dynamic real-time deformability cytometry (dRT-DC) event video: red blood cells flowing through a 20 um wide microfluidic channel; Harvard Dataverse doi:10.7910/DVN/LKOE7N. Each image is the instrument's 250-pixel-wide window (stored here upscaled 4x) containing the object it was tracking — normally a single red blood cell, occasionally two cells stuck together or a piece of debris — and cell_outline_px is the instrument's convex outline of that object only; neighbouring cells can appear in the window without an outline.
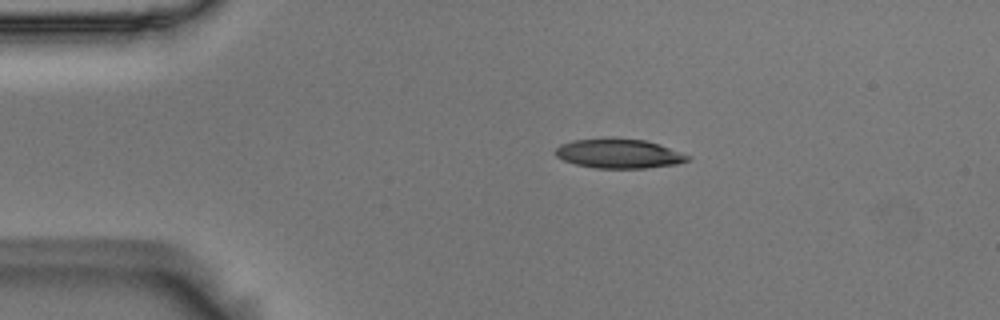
{"species": "Egyptian fruit bat (a non-hibernating species)", "species_latin": "Rousettus aegyptiacus", "temperature_condition": "room temperature", "stored_images_in_passage": 45, "camera_frame_rate_fps": 3000, "um_per_image_px": 0.085, "animal": {"sex": "male"}, "frame": {"image": 1, "passage_image": 1, "time_ms": 0.0, "image_size_px": [1000, 320], "cell_outline_px": [[692, 160], [676, 164], [648, 168], [596, 168], [576, 164], [564, 160], [556, 156], [556, 148], [560, 144], [572, 140], [612, 136], [644, 140], [660, 144], [692, 156]], "centroid_in_image_um": [52.64, 13.03], "position_along_channel_um": 32.4, "area_um2": 23.18}}
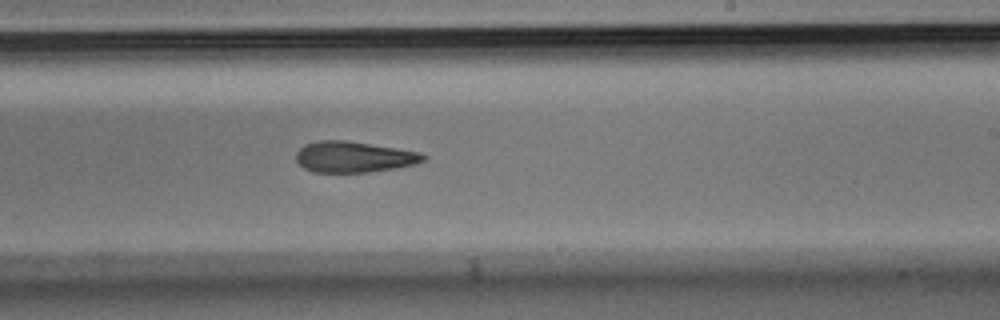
{"frame": {"image": 2, "passage_image": 23, "time_ms": 7.333, "image_size_px": [1000, 320], "cell_outline_px": [[428, 156], [424, 160], [416, 164], [396, 168], [368, 172], [312, 172], [304, 168], [296, 160], [296, 152], [304, 144], [320, 140], [344, 140], [420, 152]], "centroid_in_image_um": [30.06, 13.34], "position_along_channel_um": 258.9, "area_um2": 22.89}}
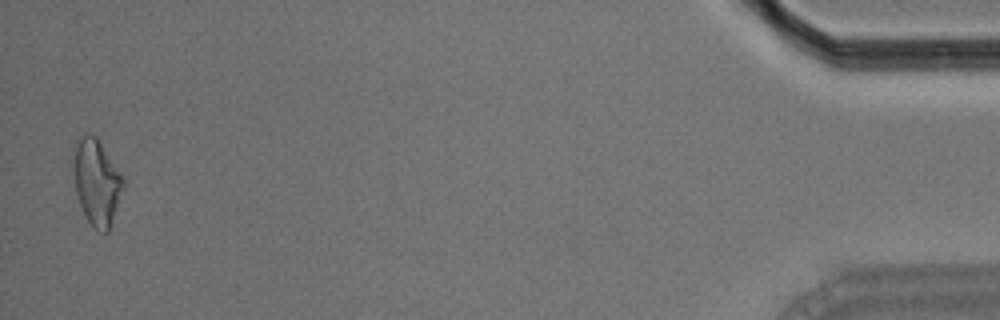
{"frame": {"image": 3, "passage_image": 44, "time_ms": 14.333, "image_size_px": [1000, 320], "cell_outline_px": [[124, 188], [108, 232], [104, 232], [96, 228], [88, 220], [80, 204], [76, 192], [68, 164], [68, 160], [72, 148], [80, 136], [84, 132], [92, 132], [96, 136], [124, 180]], "centroid_in_image_um": [8.12, 15.37], "position_along_channel_um": 427.1, "area_um2": 25.49}, "authors_computed_cell_mechanics": {"area_um2": 23.5824, "velocity_mm_per_s": 3.6797, "shape_relaxation_time_tau1_ms": 9.2055, "shape_relaxation_time_tau2_ms": 9.682, "deformation_change_tau1": 0.1976, "deformation_change_tau2": 0.2351}}